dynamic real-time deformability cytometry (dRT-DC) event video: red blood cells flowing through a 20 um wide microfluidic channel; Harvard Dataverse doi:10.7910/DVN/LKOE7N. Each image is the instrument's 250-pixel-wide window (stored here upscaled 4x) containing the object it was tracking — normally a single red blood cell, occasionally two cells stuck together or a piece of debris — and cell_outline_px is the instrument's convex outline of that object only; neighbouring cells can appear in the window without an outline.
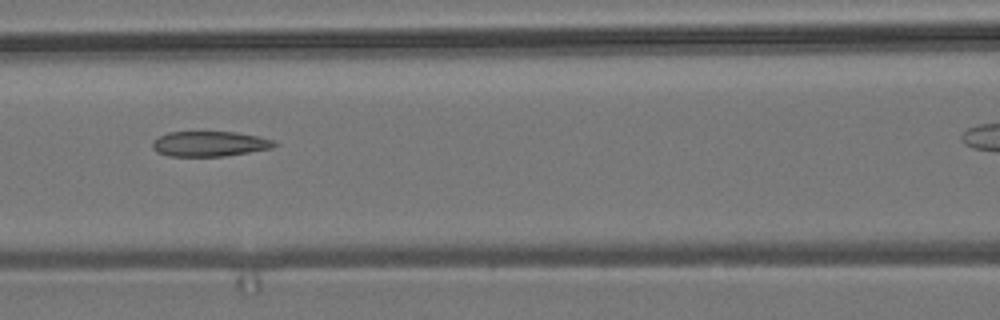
{"species": "common noctule bat (a hibernating species)", "species_latin": "Nyctalus noctula", "temperature_condition": "room temperature", "stored_images_in_passage": 11, "camera_frame_rate_fps": 3000, "um_per_image_px": 0.085, "animal": {"sex": "male", "body_mass_g": 19.2, "forearm_length_mm": 51.8}, "frame": {"image": 1, "passage_image": 8, "time_ms": 8.0, "image_size_px": [1000, 320], "cell_outline_px": [[280, 144], [272, 148], [224, 156], [168, 156], [156, 152], [152, 148], [152, 140], [168, 132], [236, 132], [260, 136], [276, 140]], "centroid_in_image_um": [17.84, 12.22], "position_along_channel_um": 148.8, "area_um2": 18.09}}
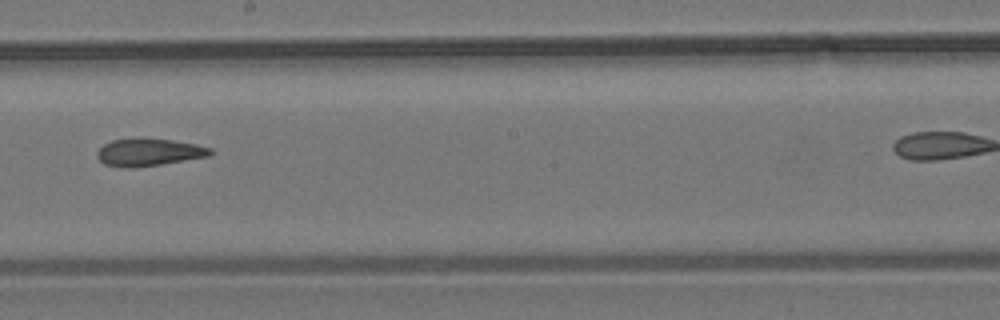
{"frame": {"image": 2, "passage_image": 10, "time_ms": 10.333, "image_size_px": [1000, 320], "cell_outline_px": [[216, 152], [208, 156], [160, 164], [104, 164], [96, 156], [96, 152], [104, 144], [112, 140], [140, 136], [144, 136], [172, 140], [196, 144], [212, 148]], "centroid_in_image_um": [12.72, 12.85], "position_along_channel_um": 235.5, "area_um2": 17.63}}